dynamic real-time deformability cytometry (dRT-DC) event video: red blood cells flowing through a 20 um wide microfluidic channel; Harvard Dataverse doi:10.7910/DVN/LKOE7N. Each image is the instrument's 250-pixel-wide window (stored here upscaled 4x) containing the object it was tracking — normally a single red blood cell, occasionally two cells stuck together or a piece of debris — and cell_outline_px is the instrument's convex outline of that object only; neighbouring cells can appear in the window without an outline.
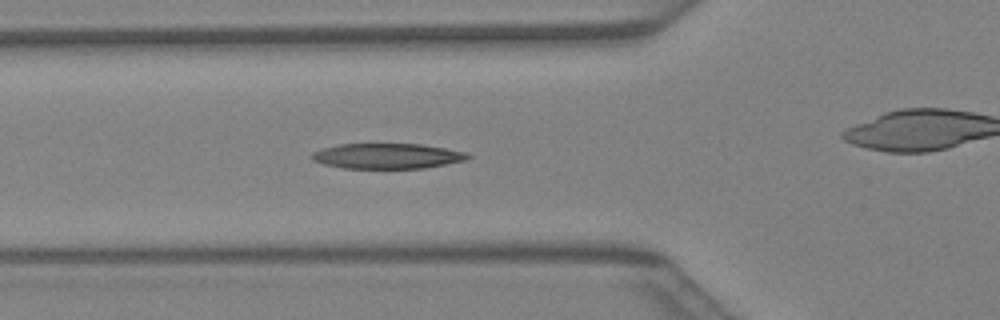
{"species": "Egyptian fruit bat (a non-hibernating species)", "species_latin": "Rousettus aegyptiacus", "temperature_condition": "warm", "stored_images_in_passage": 30, "camera_frame_rate_fps": 3000, "um_per_image_px": 0.085, "animal": {"sex": "female"}, "frame": {"image": 1, "passage_image": 6, "time_ms": 1.667, "image_size_px": [1000, 320], "cell_outline_px": [[472, 156], [468, 160], [424, 168], [344, 168], [324, 164], [312, 160], [312, 152], [324, 148], [340, 144], [420, 144], [468, 152]], "centroid_in_image_um": [32.96, 13.26], "position_along_channel_um": 92.8, "area_um2": 22.95}}
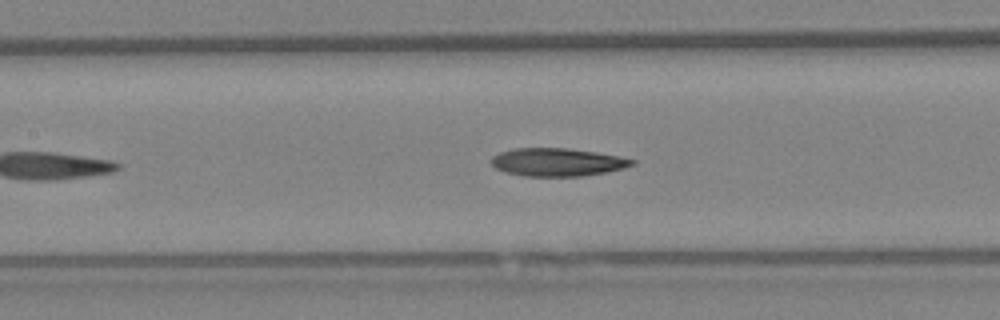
{"frame": {"image": 2, "passage_image": 10, "time_ms": 3.0, "image_size_px": [1000, 320], "cell_outline_px": [[636, 164], [624, 168], [608, 172], [580, 176], [524, 176], [504, 172], [496, 168], [492, 164], [492, 156], [500, 152], [512, 148], [568, 148], [596, 152], [620, 156], [636, 160]], "centroid_in_image_um": [47.4, 13.78], "position_along_channel_um": 160.0, "area_um2": 23.12}}
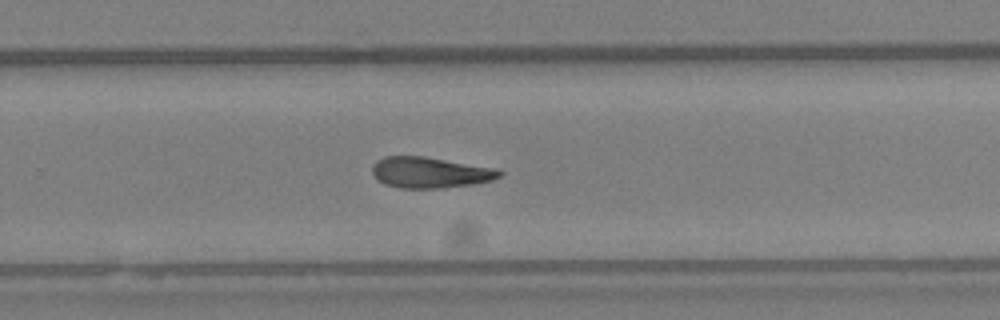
{"frame": {"image": 3, "passage_image": 18, "time_ms": 5.667, "image_size_px": [1000, 320], "cell_outline_px": [[504, 172], [500, 176], [492, 180], [472, 184], [444, 188], [400, 188], [384, 184], [372, 172], [372, 168], [376, 160], [384, 156], [424, 156], [496, 168]], "centroid_in_image_um": [36.56, 14.66], "position_along_channel_um": 293.2, "area_um2": 22.89}}